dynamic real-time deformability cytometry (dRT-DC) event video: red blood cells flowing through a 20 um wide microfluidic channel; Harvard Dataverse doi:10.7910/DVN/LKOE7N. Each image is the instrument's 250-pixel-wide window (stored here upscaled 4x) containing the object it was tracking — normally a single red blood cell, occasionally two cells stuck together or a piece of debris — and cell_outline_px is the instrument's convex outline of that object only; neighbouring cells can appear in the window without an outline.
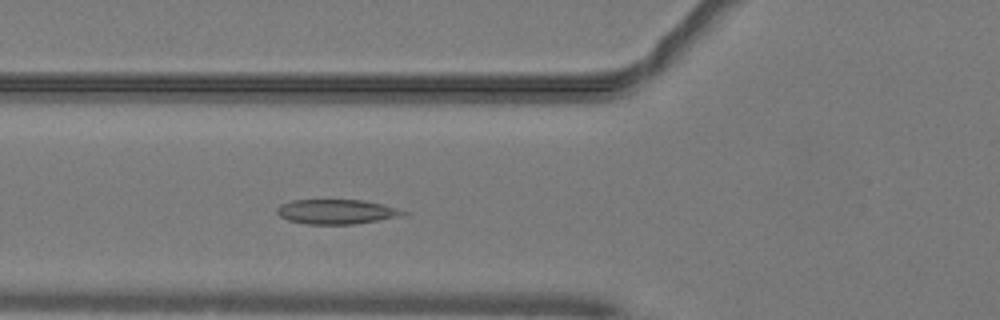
{"species": "common noctule bat (a hibernating species)", "species_latin": "Nyctalus noctula", "temperature_condition": "warm", "stored_images_in_passage": 43, "camera_frame_rate_fps": 3000, "um_per_image_px": 0.085, "animal": {"sex": "male", "body_mass_g": 19.2, "forearm_length_mm": 51.8}, "frame": {"image": 1, "passage_image": 12, "time_ms": 3.667, "image_size_px": [1000, 320], "cell_outline_px": [[408, 216], [352, 224], [304, 224], [288, 220], [280, 216], [276, 212], [276, 208], [280, 204], [292, 200], [364, 200], [384, 204], [408, 212]], "centroid_in_image_um": [28.64, 17.99], "position_along_channel_um": 97.2, "area_um2": 18.38}}
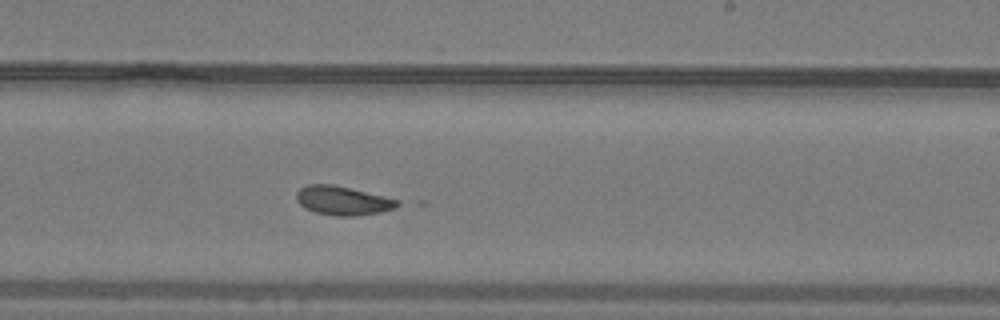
{"frame": {"image": 2, "passage_image": 24, "time_ms": 7.667, "image_size_px": [1000, 320], "cell_outline_px": [[404, 204], [396, 208], [380, 212], [356, 216], [336, 216], [316, 212], [304, 208], [296, 200], [296, 192], [300, 188], [308, 184], [332, 184], [384, 196], [400, 200]], "centroid_in_image_um": [29.16, 17.05], "position_along_channel_um": 259.8, "area_um2": 17.17}}
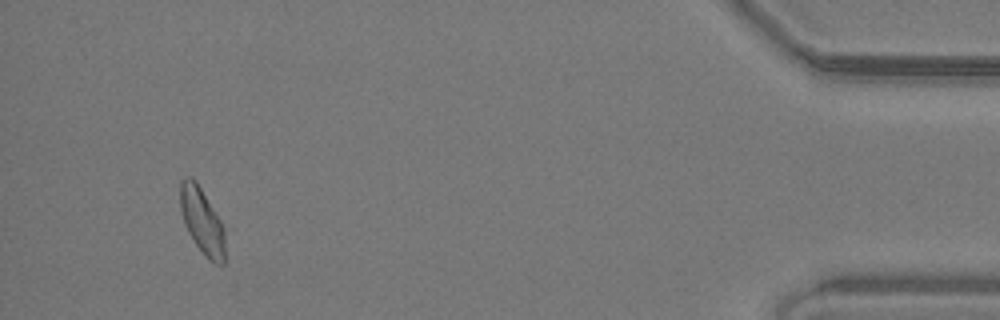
{"frame": {"image": 3, "passage_image": 41, "time_ms": 13.333, "image_size_px": [1000, 320], "cell_outline_px": [[224, 264], [216, 264], [208, 260], [204, 256], [188, 232], [184, 224], [180, 208], [180, 180], [188, 176], [192, 176], [196, 180], [220, 220], [224, 228]], "centroid_in_image_um": [17.15, 18.77], "position_along_channel_um": 418.0, "area_um2": 17.22}}